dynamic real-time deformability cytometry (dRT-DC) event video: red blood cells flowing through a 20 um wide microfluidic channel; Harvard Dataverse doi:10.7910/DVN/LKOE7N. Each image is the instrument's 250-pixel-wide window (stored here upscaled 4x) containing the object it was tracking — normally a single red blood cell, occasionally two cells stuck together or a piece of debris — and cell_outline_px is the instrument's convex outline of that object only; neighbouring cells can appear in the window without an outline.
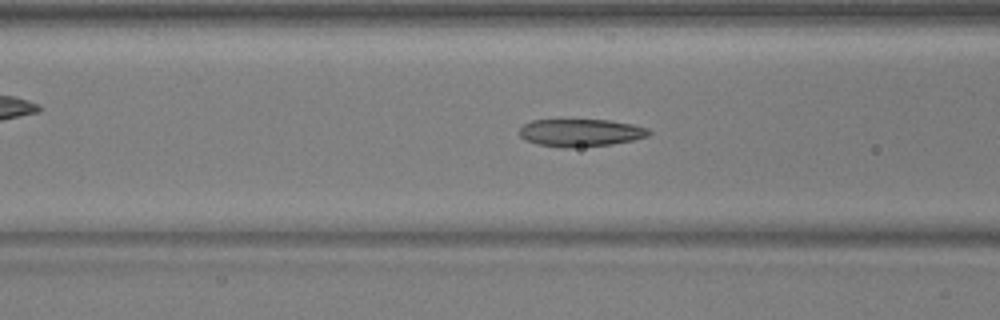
{"species": "common noctule bat (a hibernating species)", "species_latin": "Nyctalus noctula", "temperature_condition": "warm", "stored_images_in_passage": 51, "camera_frame_rate_fps": 3000, "um_per_image_px": 0.085, "animal": {"sex": "male", "body_mass_g": 17.9, "forearm_length_mm": 54.2}, "frame": {"image": 1, "passage_image": 21, "time_ms": 6.667, "image_size_px": [1000, 320], "cell_outline_px": [[652, 132], [648, 136], [632, 140], [612, 144], [568, 148], [564, 148], [536, 144], [524, 140], [520, 136], [520, 128], [524, 124], [532, 120], [608, 120], [632, 124], [648, 128]], "centroid_in_image_um": [49.34, 11.28], "position_along_channel_um": 117.3, "area_um2": 20.81}}
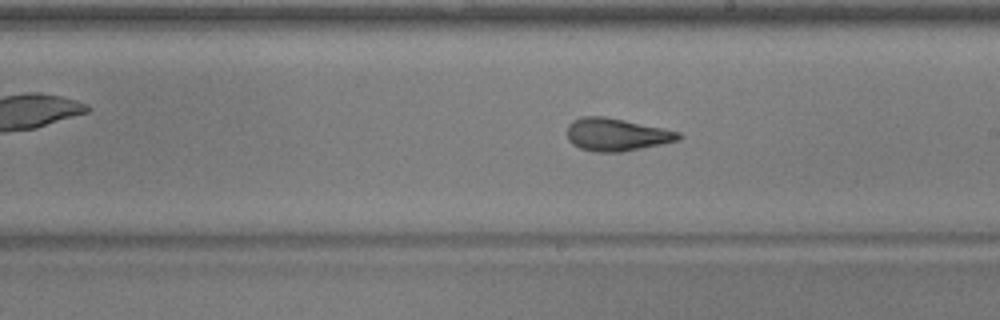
{"frame": {"image": 2, "passage_image": 30, "time_ms": 9.667, "image_size_px": [1000, 320], "cell_outline_px": [[684, 136], [680, 140], [620, 152], [596, 152], [580, 148], [572, 144], [568, 140], [568, 124], [572, 120], [580, 116], [604, 116], [664, 128], [680, 132]], "centroid_in_image_um": [52.4, 11.43], "position_along_channel_um": 236.6, "area_um2": 21.27}}
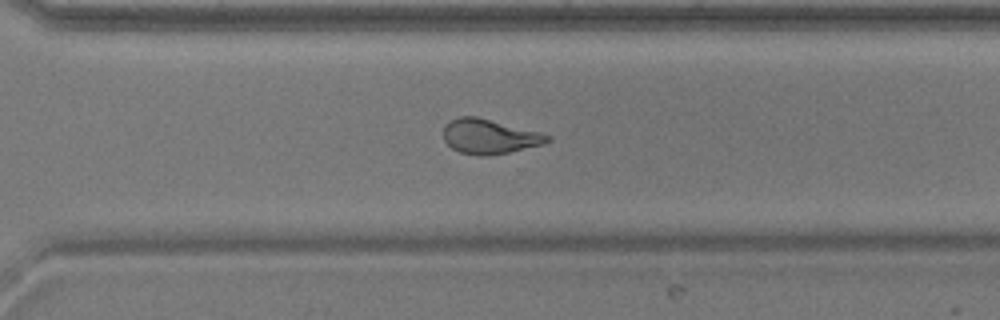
{"frame": {"image": 3, "passage_image": 37, "time_ms": 12.0, "image_size_px": [1000, 320], "cell_outline_px": [[552, 140], [544, 144], [508, 152], [488, 156], [476, 156], [460, 152], [452, 148], [444, 140], [444, 124], [448, 120], [456, 116], [476, 116], [540, 132], [552, 136]], "centroid_in_image_um": [41.58, 11.59], "position_along_channel_um": 329.0, "area_um2": 21.21}, "authors_computed_cell_mechanics": {"area_um2": 21.5016, "velocity_mm_per_s": 3.9696, "shape_relaxation_time_tau1_ms": 5.1653, "shape_relaxation_time_tau2_ms": 0.9647, "deformation_change_tau1": 0.208, "deformation_change_tau2": 0.0936}}